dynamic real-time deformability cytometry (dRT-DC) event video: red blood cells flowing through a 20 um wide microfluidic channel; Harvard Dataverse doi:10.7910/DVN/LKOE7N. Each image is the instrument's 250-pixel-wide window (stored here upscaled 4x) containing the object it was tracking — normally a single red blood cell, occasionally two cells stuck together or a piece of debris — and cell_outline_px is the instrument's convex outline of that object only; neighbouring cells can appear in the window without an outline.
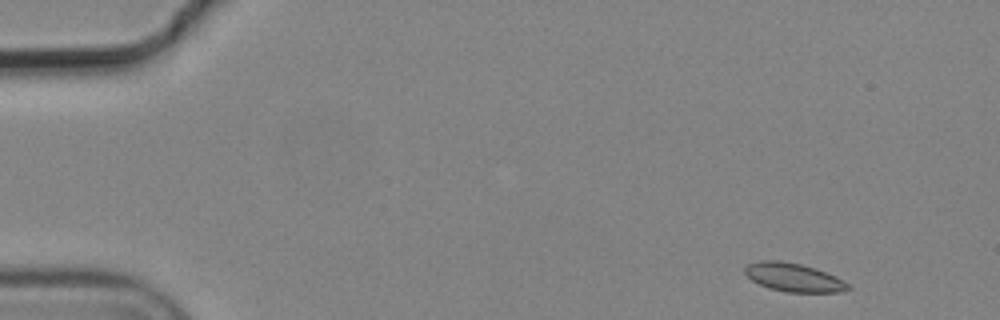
{"species": "common noctule bat (a hibernating species)", "species_latin": "Nyctalus noctula", "temperature_condition": "cold", "stored_images_in_passage": 5, "camera_frame_rate_fps": 3000, "um_per_image_px": 0.085, "animal": {"sex": "male", "body_mass_g": 19.2, "forearm_length_mm": 51.8}, "frame": {"image": 1, "passage_image": 1, "time_ms": 0.0, "image_size_px": [1000, 320], "cell_outline_px": [[852, 288], [840, 292], [788, 292], [768, 288], [752, 280], [744, 272], [744, 268], [748, 264], [760, 260], [780, 260], [800, 264], [816, 268], [836, 276], [844, 280]], "centroid_in_image_um": [67.47, 23.57], "position_along_channel_um": 17.5, "area_um2": 17.17}}